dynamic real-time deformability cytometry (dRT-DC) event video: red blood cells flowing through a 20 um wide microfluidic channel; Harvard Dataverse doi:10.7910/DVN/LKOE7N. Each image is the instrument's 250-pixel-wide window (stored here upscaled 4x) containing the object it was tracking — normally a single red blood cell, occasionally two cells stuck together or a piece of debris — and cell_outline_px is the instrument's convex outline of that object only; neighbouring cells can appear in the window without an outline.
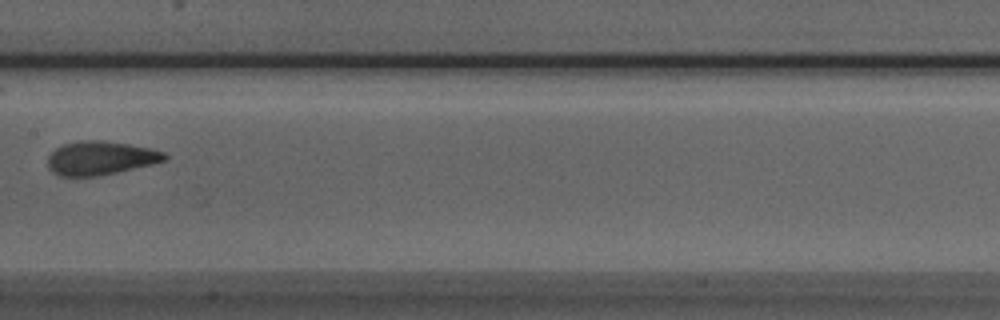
{"species": "Egyptian fruit bat (a non-hibernating species)", "species_latin": "Rousettus aegyptiacus", "temperature_condition": "room temperature", "stored_images_in_passage": 11, "camera_frame_rate_fps": 3000, "um_per_image_px": 0.085, "animal": {"sex": "male"}, "frame": {"image": 1, "passage_image": 9, "time_ms": 2.667, "image_size_px": [1000, 320], "cell_outline_px": [[168, 156], [164, 160], [152, 164], [100, 176], [60, 176], [52, 172], [48, 168], [48, 156], [56, 148], [64, 144], [80, 140], [100, 140], [128, 144], [148, 148], [164, 152]], "centroid_in_image_um": [8.51, 13.44], "position_along_channel_um": 198.9, "area_um2": 22.83}}